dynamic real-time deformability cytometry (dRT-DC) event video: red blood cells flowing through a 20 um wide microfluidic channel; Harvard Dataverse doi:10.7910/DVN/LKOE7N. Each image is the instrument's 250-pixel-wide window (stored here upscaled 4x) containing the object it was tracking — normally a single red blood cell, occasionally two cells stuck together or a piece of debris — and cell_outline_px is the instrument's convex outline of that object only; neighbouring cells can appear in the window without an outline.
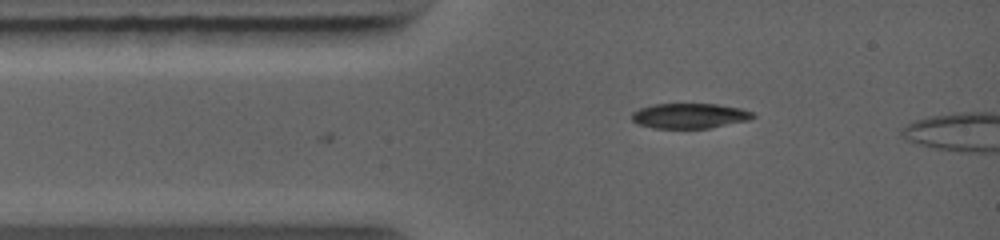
{"species": "common noctule bat (a hibernating species)", "species_latin": "Nyctalus noctula", "temperature_condition": "warm", "stored_images_in_passage": 2, "camera_frame_rate_fps": 5000, "um_per_image_px": 0.085, "animal": {"sex": "female", "body_mass_g": 19.0, "forearm_length_mm": 56.7}, "frame": {"image": 1, "passage_image": 1, "time_ms": 0.0, "image_size_px": [1000, 240], "cell_outline_px": [[756, 116], [748, 120], [708, 128], [652, 128], [636, 124], [632, 120], [632, 112], [640, 108], [652, 104], [716, 104], [740, 108], [752, 112]], "centroid_in_image_um": [58.57, 9.84], "position_along_channel_um": 26.4, "area_um2": 17.69}}